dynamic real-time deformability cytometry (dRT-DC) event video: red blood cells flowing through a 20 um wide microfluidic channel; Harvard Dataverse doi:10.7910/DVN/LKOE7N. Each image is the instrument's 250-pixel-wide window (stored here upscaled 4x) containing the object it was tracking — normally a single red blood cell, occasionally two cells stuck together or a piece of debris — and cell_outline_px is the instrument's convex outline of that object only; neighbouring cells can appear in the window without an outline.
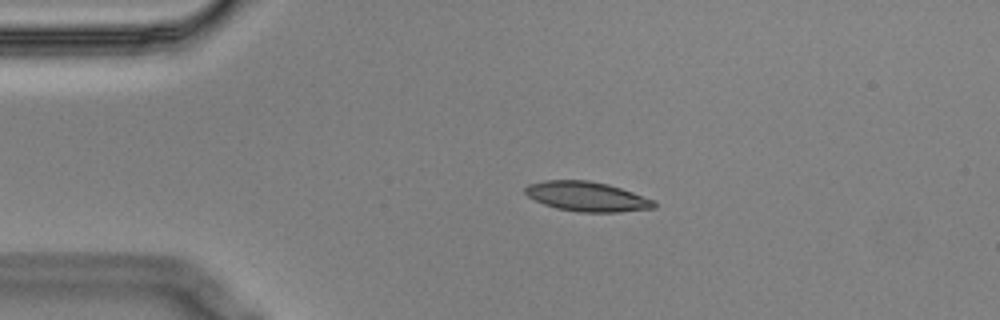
{"species": "Egyptian fruit bat (a non-hibernating species)", "species_latin": "Rousettus aegyptiacus", "temperature_condition": "cold", "stored_images_in_passage": 46, "camera_frame_rate_fps": 3000, "um_per_image_px": 0.085, "animal": {"sex": "male"}, "frame": {"image": 1, "passage_image": 1, "time_ms": 0.0, "image_size_px": [1000, 320], "cell_outline_px": [[656, 208], [620, 212], [580, 212], [556, 208], [544, 204], [528, 196], [524, 192], [524, 188], [528, 184], [544, 180], [588, 180], [608, 184], [656, 200]], "centroid_in_image_um": [49.91, 16.7], "position_along_channel_um": 35.1, "area_um2": 22.37}}
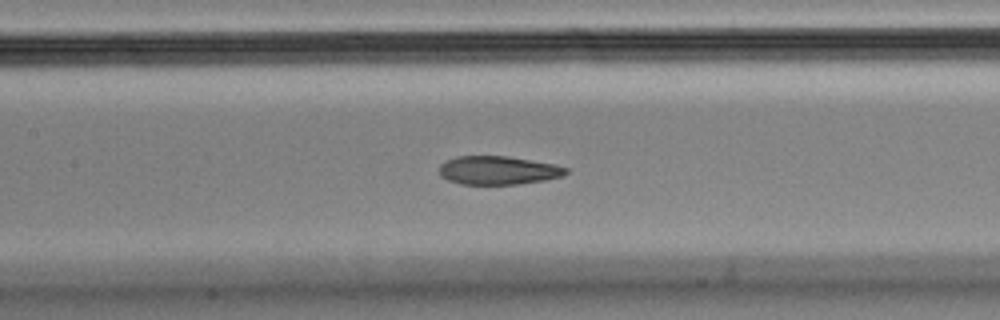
{"frame": {"image": 2, "passage_image": 15, "time_ms": 4.667, "image_size_px": [1000, 320], "cell_outline_px": [[568, 172], [564, 176], [544, 180], [516, 184], [460, 184], [448, 180], [440, 176], [440, 164], [456, 156], [508, 156], [552, 164], [568, 168]], "centroid_in_image_um": [42.33, 14.48], "position_along_channel_um": 165.1, "area_um2": 20.92}}
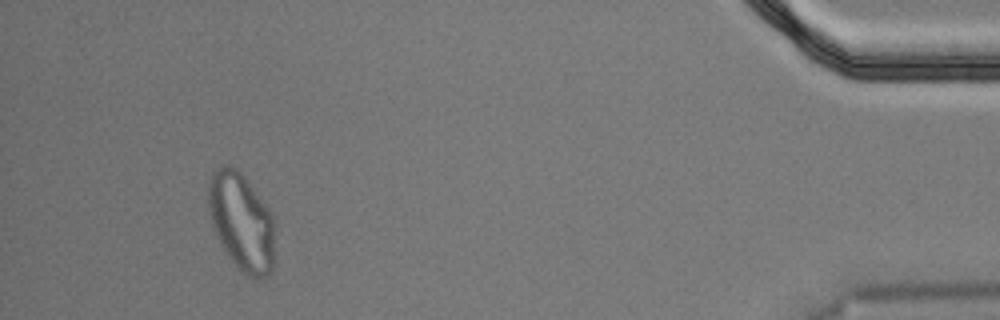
{"frame": {"image": 3, "passage_image": 42, "time_ms": 13.667, "image_size_px": [1000, 320], "cell_outline_px": [[272, 268], [264, 276], [256, 280], [252, 280], [240, 272], [228, 256], [212, 224], [208, 208], [208, 184], [212, 172], [220, 164], [228, 164], [236, 168], [244, 176], [272, 212]], "centroid_in_image_um": [20.49, 18.82], "position_along_channel_um": 414.7, "area_um2": 37.57}, "authors_computed_cell_mechanics": {"area_um2": 22.8888, "velocity_mm_per_s": 3.5262, "shape_relaxation_time_tau1_ms": null, "shape_relaxation_time_tau2_ms": 2.1686, "deformation_change_tau1": null, "deformation_change_tau2": 0.0883}}